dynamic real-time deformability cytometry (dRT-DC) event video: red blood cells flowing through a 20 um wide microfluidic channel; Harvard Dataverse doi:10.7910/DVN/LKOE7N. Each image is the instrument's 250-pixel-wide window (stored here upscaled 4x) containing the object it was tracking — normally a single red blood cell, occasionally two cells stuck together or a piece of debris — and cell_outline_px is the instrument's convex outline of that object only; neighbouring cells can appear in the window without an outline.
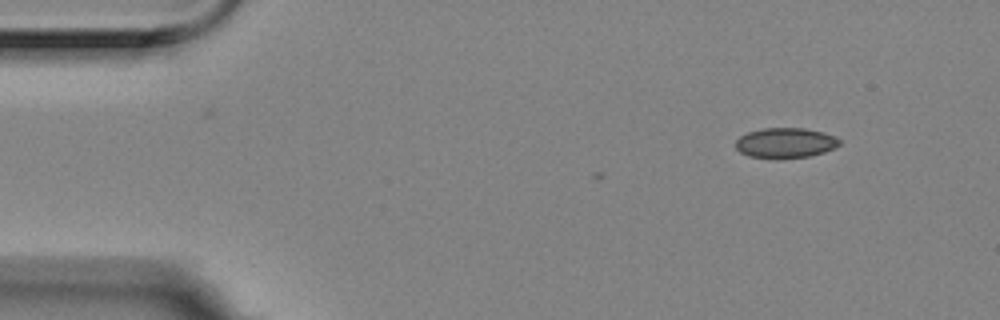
{"species": "Egyptian fruit bat (a non-hibernating species)", "species_latin": "Rousettus aegyptiacus", "temperature_condition": "room temperature", "stored_images_in_passage": 4, "camera_frame_rate_fps": 3000, "um_per_image_px": 0.085, "animal": {"sex": "female"}, "frame": {"image": 1, "passage_image": 1, "time_ms": 0.0, "image_size_px": [1000, 320], "cell_outline_px": [[840, 144], [836, 148], [824, 152], [808, 156], [748, 156], [740, 152], [736, 148], [736, 140], [740, 136], [748, 132], [764, 128], [804, 128], [836, 136], [840, 140]], "centroid_in_image_um": [66.78, 12.11], "position_along_channel_um": 18.2, "area_um2": 17.63}}
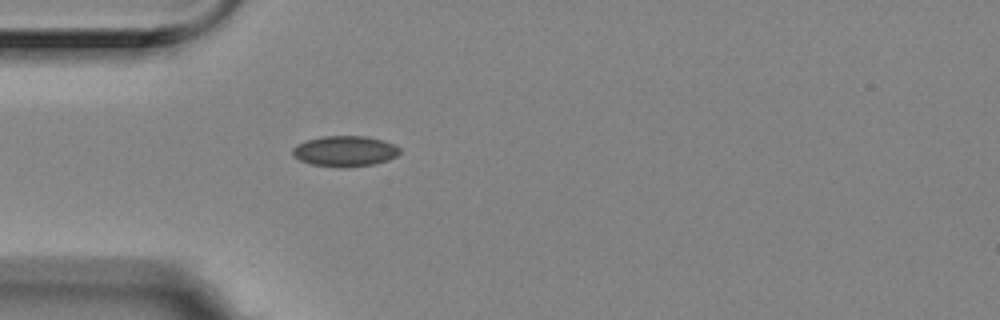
{"frame": {"image": 2, "passage_image": 4, "time_ms": 1.0, "image_size_px": [1000, 320], "cell_outline_px": [[400, 152], [396, 156], [388, 160], [376, 164], [344, 168], [308, 164], [292, 156], [292, 148], [296, 144], [304, 140], [320, 136], [368, 136], [384, 140], [400, 148]], "centroid_in_image_um": [29.28, 12.85], "position_along_channel_um": 55.7, "area_um2": 19.54}}